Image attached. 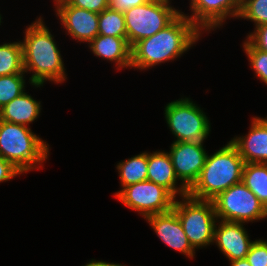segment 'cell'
I'll use <instances>...</instances> for the list:
<instances>
[{
    "label": "cell",
    "instance_id": "obj_17",
    "mask_svg": "<svg viewBox=\"0 0 267 266\" xmlns=\"http://www.w3.org/2000/svg\"><path fill=\"white\" fill-rule=\"evenodd\" d=\"M89 49L96 57L115 62L117 70L131 68V47L127 37L97 35L89 43Z\"/></svg>",
    "mask_w": 267,
    "mask_h": 266
},
{
    "label": "cell",
    "instance_id": "obj_6",
    "mask_svg": "<svg viewBox=\"0 0 267 266\" xmlns=\"http://www.w3.org/2000/svg\"><path fill=\"white\" fill-rule=\"evenodd\" d=\"M170 1L148 0L124 12L127 42L130 47L166 28L182 13L172 7Z\"/></svg>",
    "mask_w": 267,
    "mask_h": 266
},
{
    "label": "cell",
    "instance_id": "obj_31",
    "mask_svg": "<svg viewBox=\"0 0 267 266\" xmlns=\"http://www.w3.org/2000/svg\"><path fill=\"white\" fill-rule=\"evenodd\" d=\"M230 264V266H251L246 258L230 261Z\"/></svg>",
    "mask_w": 267,
    "mask_h": 266
},
{
    "label": "cell",
    "instance_id": "obj_13",
    "mask_svg": "<svg viewBox=\"0 0 267 266\" xmlns=\"http://www.w3.org/2000/svg\"><path fill=\"white\" fill-rule=\"evenodd\" d=\"M217 224L214 229L213 243L229 261L245 259L254 243L249 239L246 228H244L245 223L218 219Z\"/></svg>",
    "mask_w": 267,
    "mask_h": 266
},
{
    "label": "cell",
    "instance_id": "obj_9",
    "mask_svg": "<svg viewBox=\"0 0 267 266\" xmlns=\"http://www.w3.org/2000/svg\"><path fill=\"white\" fill-rule=\"evenodd\" d=\"M114 195L126 207L138 211L144 219L170 211L177 198L165 187L148 180L126 186Z\"/></svg>",
    "mask_w": 267,
    "mask_h": 266
},
{
    "label": "cell",
    "instance_id": "obj_5",
    "mask_svg": "<svg viewBox=\"0 0 267 266\" xmlns=\"http://www.w3.org/2000/svg\"><path fill=\"white\" fill-rule=\"evenodd\" d=\"M180 199L182 200L175 199L173 210L181 221L192 248L195 250L214 244V229L218 218L212 200H199L189 195Z\"/></svg>",
    "mask_w": 267,
    "mask_h": 266
},
{
    "label": "cell",
    "instance_id": "obj_15",
    "mask_svg": "<svg viewBox=\"0 0 267 266\" xmlns=\"http://www.w3.org/2000/svg\"><path fill=\"white\" fill-rule=\"evenodd\" d=\"M249 132L230 142L237 148L245 163H267V116L253 117Z\"/></svg>",
    "mask_w": 267,
    "mask_h": 266
},
{
    "label": "cell",
    "instance_id": "obj_2",
    "mask_svg": "<svg viewBox=\"0 0 267 266\" xmlns=\"http://www.w3.org/2000/svg\"><path fill=\"white\" fill-rule=\"evenodd\" d=\"M23 66L25 73H31L29 83L38 88L45 81L62 83L67 79L64 61L54 37L40 16L25 29Z\"/></svg>",
    "mask_w": 267,
    "mask_h": 266
},
{
    "label": "cell",
    "instance_id": "obj_32",
    "mask_svg": "<svg viewBox=\"0 0 267 266\" xmlns=\"http://www.w3.org/2000/svg\"><path fill=\"white\" fill-rule=\"evenodd\" d=\"M82 266H101V261L92 259L87 264Z\"/></svg>",
    "mask_w": 267,
    "mask_h": 266
},
{
    "label": "cell",
    "instance_id": "obj_14",
    "mask_svg": "<svg viewBox=\"0 0 267 266\" xmlns=\"http://www.w3.org/2000/svg\"><path fill=\"white\" fill-rule=\"evenodd\" d=\"M145 219L154 229L159 239L168 247L183 253L190 259L195 256V250L190 245L182 228L181 221L173 209L168 212L149 216Z\"/></svg>",
    "mask_w": 267,
    "mask_h": 266
},
{
    "label": "cell",
    "instance_id": "obj_11",
    "mask_svg": "<svg viewBox=\"0 0 267 266\" xmlns=\"http://www.w3.org/2000/svg\"><path fill=\"white\" fill-rule=\"evenodd\" d=\"M242 0H191V16L185 14L202 32L211 31L223 25L228 17L238 18Z\"/></svg>",
    "mask_w": 267,
    "mask_h": 266
},
{
    "label": "cell",
    "instance_id": "obj_20",
    "mask_svg": "<svg viewBox=\"0 0 267 266\" xmlns=\"http://www.w3.org/2000/svg\"><path fill=\"white\" fill-rule=\"evenodd\" d=\"M242 182L267 209V163H245Z\"/></svg>",
    "mask_w": 267,
    "mask_h": 266
},
{
    "label": "cell",
    "instance_id": "obj_7",
    "mask_svg": "<svg viewBox=\"0 0 267 266\" xmlns=\"http://www.w3.org/2000/svg\"><path fill=\"white\" fill-rule=\"evenodd\" d=\"M166 123L175 136L174 142H204L211 125L206 113L190 98L169 102L165 108Z\"/></svg>",
    "mask_w": 267,
    "mask_h": 266
},
{
    "label": "cell",
    "instance_id": "obj_30",
    "mask_svg": "<svg viewBox=\"0 0 267 266\" xmlns=\"http://www.w3.org/2000/svg\"><path fill=\"white\" fill-rule=\"evenodd\" d=\"M148 0H109V8L119 12H125L132 7L142 5Z\"/></svg>",
    "mask_w": 267,
    "mask_h": 266
},
{
    "label": "cell",
    "instance_id": "obj_34",
    "mask_svg": "<svg viewBox=\"0 0 267 266\" xmlns=\"http://www.w3.org/2000/svg\"><path fill=\"white\" fill-rule=\"evenodd\" d=\"M1 20H2V16H1V14H0V25H1V22H2Z\"/></svg>",
    "mask_w": 267,
    "mask_h": 266
},
{
    "label": "cell",
    "instance_id": "obj_8",
    "mask_svg": "<svg viewBox=\"0 0 267 266\" xmlns=\"http://www.w3.org/2000/svg\"><path fill=\"white\" fill-rule=\"evenodd\" d=\"M212 202L220 220L248 223L267 218L266 207L242 181L219 193Z\"/></svg>",
    "mask_w": 267,
    "mask_h": 266
},
{
    "label": "cell",
    "instance_id": "obj_12",
    "mask_svg": "<svg viewBox=\"0 0 267 266\" xmlns=\"http://www.w3.org/2000/svg\"><path fill=\"white\" fill-rule=\"evenodd\" d=\"M54 5L67 35L88 44L98 35V13L71 6L66 0H56Z\"/></svg>",
    "mask_w": 267,
    "mask_h": 266
},
{
    "label": "cell",
    "instance_id": "obj_10",
    "mask_svg": "<svg viewBox=\"0 0 267 266\" xmlns=\"http://www.w3.org/2000/svg\"><path fill=\"white\" fill-rule=\"evenodd\" d=\"M203 142H173L168 152L174 172L180 182L189 189L197 180L208 153Z\"/></svg>",
    "mask_w": 267,
    "mask_h": 266
},
{
    "label": "cell",
    "instance_id": "obj_4",
    "mask_svg": "<svg viewBox=\"0 0 267 266\" xmlns=\"http://www.w3.org/2000/svg\"><path fill=\"white\" fill-rule=\"evenodd\" d=\"M0 156L27 173L42 167L49 156V144L28 126L0 120Z\"/></svg>",
    "mask_w": 267,
    "mask_h": 266
},
{
    "label": "cell",
    "instance_id": "obj_18",
    "mask_svg": "<svg viewBox=\"0 0 267 266\" xmlns=\"http://www.w3.org/2000/svg\"><path fill=\"white\" fill-rule=\"evenodd\" d=\"M41 110V102L24 91L0 109V120L29 127Z\"/></svg>",
    "mask_w": 267,
    "mask_h": 266
},
{
    "label": "cell",
    "instance_id": "obj_3",
    "mask_svg": "<svg viewBox=\"0 0 267 266\" xmlns=\"http://www.w3.org/2000/svg\"><path fill=\"white\" fill-rule=\"evenodd\" d=\"M244 160L229 141L213 155H207L205 165L187 195L199 200H212L219 193L242 181Z\"/></svg>",
    "mask_w": 267,
    "mask_h": 266
},
{
    "label": "cell",
    "instance_id": "obj_24",
    "mask_svg": "<svg viewBox=\"0 0 267 266\" xmlns=\"http://www.w3.org/2000/svg\"><path fill=\"white\" fill-rule=\"evenodd\" d=\"M239 18L254 22L255 27L267 24V0H242Z\"/></svg>",
    "mask_w": 267,
    "mask_h": 266
},
{
    "label": "cell",
    "instance_id": "obj_27",
    "mask_svg": "<svg viewBox=\"0 0 267 266\" xmlns=\"http://www.w3.org/2000/svg\"><path fill=\"white\" fill-rule=\"evenodd\" d=\"M71 6L101 13L103 10L109 8V0H66Z\"/></svg>",
    "mask_w": 267,
    "mask_h": 266
},
{
    "label": "cell",
    "instance_id": "obj_21",
    "mask_svg": "<svg viewBox=\"0 0 267 266\" xmlns=\"http://www.w3.org/2000/svg\"><path fill=\"white\" fill-rule=\"evenodd\" d=\"M25 73L21 41L0 45V76Z\"/></svg>",
    "mask_w": 267,
    "mask_h": 266
},
{
    "label": "cell",
    "instance_id": "obj_1",
    "mask_svg": "<svg viewBox=\"0 0 267 266\" xmlns=\"http://www.w3.org/2000/svg\"><path fill=\"white\" fill-rule=\"evenodd\" d=\"M202 32L182 12L171 24L131 47V68L149 69L175 60L201 37Z\"/></svg>",
    "mask_w": 267,
    "mask_h": 266
},
{
    "label": "cell",
    "instance_id": "obj_16",
    "mask_svg": "<svg viewBox=\"0 0 267 266\" xmlns=\"http://www.w3.org/2000/svg\"><path fill=\"white\" fill-rule=\"evenodd\" d=\"M147 180L159 184L168 189L175 197L186 196L188 189L180 183L177 187L178 178L174 172V167L168 152L155 151L148 152Z\"/></svg>",
    "mask_w": 267,
    "mask_h": 266
},
{
    "label": "cell",
    "instance_id": "obj_29",
    "mask_svg": "<svg viewBox=\"0 0 267 266\" xmlns=\"http://www.w3.org/2000/svg\"><path fill=\"white\" fill-rule=\"evenodd\" d=\"M23 174L11 162L3 159L0 156V182H6L14 177Z\"/></svg>",
    "mask_w": 267,
    "mask_h": 266
},
{
    "label": "cell",
    "instance_id": "obj_26",
    "mask_svg": "<svg viewBox=\"0 0 267 266\" xmlns=\"http://www.w3.org/2000/svg\"><path fill=\"white\" fill-rule=\"evenodd\" d=\"M246 259L251 266H267V240H255Z\"/></svg>",
    "mask_w": 267,
    "mask_h": 266
},
{
    "label": "cell",
    "instance_id": "obj_19",
    "mask_svg": "<svg viewBox=\"0 0 267 266\" xmlns=\"http://www.w3.org/2000/svg\"><path fill=\"white\" fill-rule=\"evenodd\" d=\"M148 152H142L129 159L119 162L116 166L121 188L146 181L148 170Z\"/></svg>",
    "mask_w": 267,
    "mask_h": 266
},
{
    "label": "cell",
    "instance_id": "obj_22",
    "mask_svg": "<svg viewBox=\"0 0 267 266\" xmlns=\"http://www.w3.org/2000/svg\"><path fill=\"white\" fill-rule=\"evenodd\" d=\"M98 35L127 37L124 13L111 8L99 13Z\"/></svg>",
    "mask_w": 267,
    "mask_h": 266
},
{
    "label": "cell",
    "instance_id": "obj_33",
    "mask_svg": "<svg viewBox=\"0 0 267 266\" xmlns=\"http://www.w3.org/2000/svg\"><path fill=\"white\" fill-rule=\"evenodd\" d=\"M101 266H126V265H122V264H119V263H110V262H105V261H102L101 260Z\"/></svg>",
    "mask_w": 267,
    "mask_h": 266
},
{
    "label": "cell",
    "instance_id": "obj_28",
    "mask_svg": "<svg viewBox=\"0 0 267 266\" xmlns=\"http://www.w3.org/2000/svg\"><path fill=\"white\" fill-rule=\"evenodd\" d=\"M255 48L267 52V24L255 27L246 38Z\"/></svg>",
    "mask_w": 267,
    "mask_h": 266
},
{
    "label": "cell",
    "instance_id": "obj_23",
    "mask_svg": "<svg viewBox=\"0 0 267 266\" xmlns=\"http://www.w3.org/2000/svg\"><path fill=\"white\" fill-rule=\"evenodd\" d=\"M25 73L0 76V109L25 91Z\"/></svg>",
    "mask_w": 267,
    "mask_h": 266
},
{
    "label": "cell",
    "instance_id": "obj_25",
    "mask_svg": "<svg viewBox=\"0 0 267 266\" xmlns=\"http://www.w3.org/2000/svg\"><path fill=\"white\" fill-rule=\"evenodd\" d=\"M246 56L249 58L251 69L254 70L260 81L267 84V52L255 48L247 39L243 43Z\"/></svg>",
    "mask_w": 267,
    "mask_h": 266
}]
</instances>
